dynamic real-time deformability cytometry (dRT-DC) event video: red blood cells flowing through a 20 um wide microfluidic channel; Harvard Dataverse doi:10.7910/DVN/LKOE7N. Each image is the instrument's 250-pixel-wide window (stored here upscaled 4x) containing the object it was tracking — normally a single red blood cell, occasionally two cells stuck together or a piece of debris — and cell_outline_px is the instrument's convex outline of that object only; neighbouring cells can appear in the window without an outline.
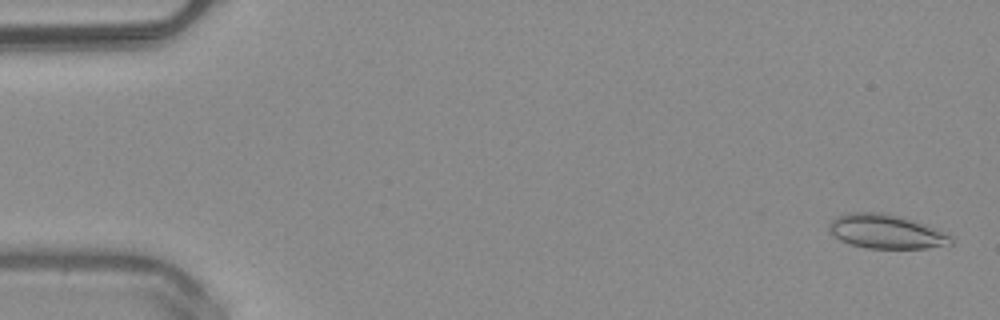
{"species": "common noctule bat (a hibernating species)", "species_latin": "Nyctalus noctula", "temperature_condition": "warm", "stored_images_in_passage": 51, "camera_frame_rate_fps": 3000, "um_per_image_px": 0.085, "animal": {"sex": "male", "body_mass_g": 20.4}, "frame": {"image": 1, "passage_image": 2, "time_ms": 0.333, "image_size_px": [1000, 320], "cell_outline_px": [[952, 244], [928, 248], [868, 248], [852, 244], [840, 240], [828, 232], [828, 224], [836, 216], [848, 212], [884, 212], [904, 216], [936, 228], [952, 236]], "centroid_in_image_um": [75.31, 19.66], "position_along_channel_um": 9.7, "area_um2": 24.57}}
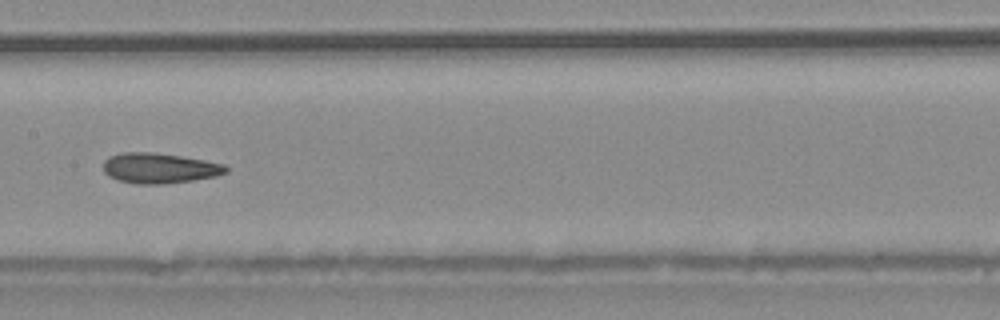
{"frame": {"image": 2, "passage_image": 26, "time_ms": 8.333, "image_size_px": [1000, 320], "cell_outline_px": [[228, 172], [216, 176], [192, 180], [160, 184], [136, 184], [120, 180], [108, 176], [104, 172], [104, 160], [108, 156], [120, 152], [152, 152], [180, 156], [204, 160], [224, 164], [228, 168]], "centroid_in_image_um": [13.53, 14.28], "position_along_channel_um": 193.9, "area_um2": 21.62}}
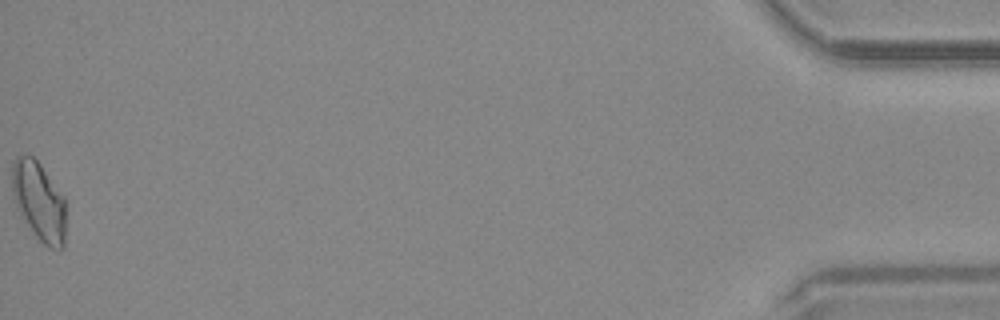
{"frame": {"image": 3, "passage_image": 51, "time_ms": 16.667, "image_size_px": [1000, 320], "cell_outline_px": [[64, 248], [48, 248], [36, 236], [16, 208], [12, 192], [12, 160], [16, 156], [32, 156], [40, 164], [64, 196]], "centroid_in_image_um": [3.29, 17.08], "position_along_channel_um": 431.9, "area_um2": 24.45}, "authors_computed_cell_mechanics": {"area_um2": 22.0218, "velocity_mm_per_s": 4.0449, "shape_relaxation_time_tau1_ms": null, "shape_relaxation_time_tau2_ms": 4.141, "deformation_change_tau1": null, "deformation_change_tau2": 0.101}}